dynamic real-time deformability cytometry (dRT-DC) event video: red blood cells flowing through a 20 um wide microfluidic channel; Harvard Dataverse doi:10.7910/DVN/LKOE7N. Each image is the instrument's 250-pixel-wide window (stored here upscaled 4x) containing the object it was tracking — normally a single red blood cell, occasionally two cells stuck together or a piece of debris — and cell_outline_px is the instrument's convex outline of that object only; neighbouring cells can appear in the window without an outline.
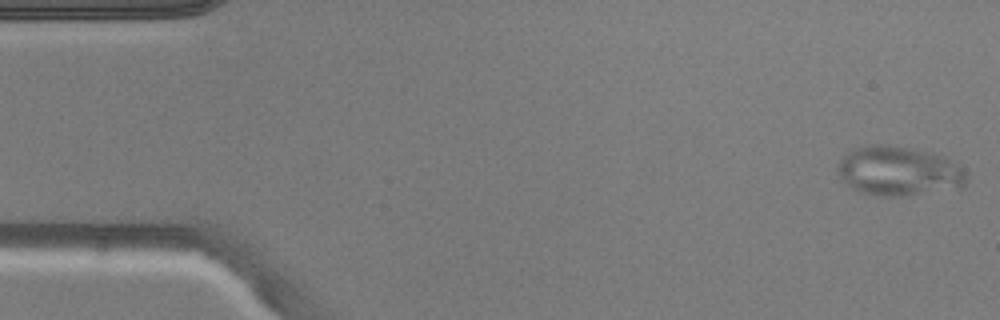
{"species": "common noctule bat (a hibernating species)", "species_latin": "Nyctalus noctula", "temperature_condition": "warm", "stored_images_in_passage": 13, "camera_frame_rate_fps": 3000, "um_per_image_px": 0.085, "animal": {"sex": "male", "body_mass_g": 20.5, "forearm_length_mm": 52.5}, "frame": {"image": 1, "passage_image": 1, "time_ms": 0.0, "image_size_px": [1000, 320], "cell_outline_px": [[968, 180], [960, 188], [908, 196], [884, 196], [860, 192], [852, 188], [836, 172], [836, 168], [840, 160], [848, 152], [856, 148], [872, 144], [888, 144], [932, 152], [944, 156], [956, 164], [964, 172]], "centroid_in_image_um": [76.39, 14.54], "position_along_channel_um": 8.6, "area_um2": 37.17}}